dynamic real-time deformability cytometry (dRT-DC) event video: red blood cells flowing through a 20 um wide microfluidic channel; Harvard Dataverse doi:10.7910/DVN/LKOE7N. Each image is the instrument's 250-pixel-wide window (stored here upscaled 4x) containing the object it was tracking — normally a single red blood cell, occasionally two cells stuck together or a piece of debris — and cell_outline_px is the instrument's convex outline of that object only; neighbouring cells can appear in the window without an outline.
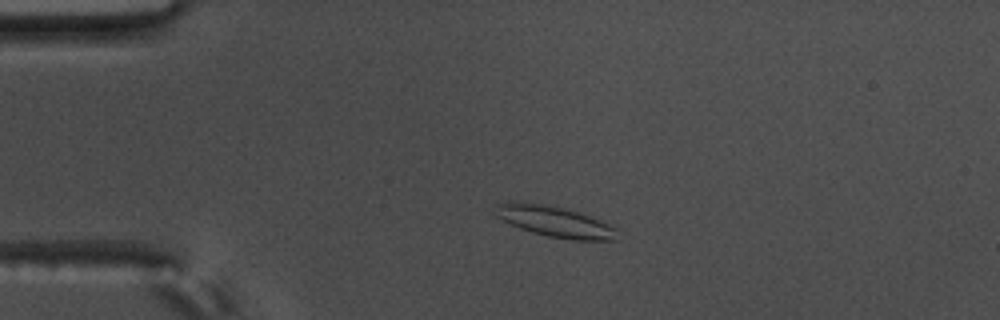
{"species": "common noctule bat (a hibernating species)", "species_latin": "Nyctalus noctula", "temperature_condition": "warm", "stored_images_in_passage": 46, "camera_frame_rate_fps": 3000, "um_per_image_px": 0.085, "animal": {"sex": "male", "body_mass_g": 17.5, "forearm_length_mm": 52.3}, "frame": {"image": 1, "passage_image": 1, "time_ms": 0.0, "image_size_px": [1000, 320], "cell_outline_px": [[620, 240], [572, 240], [548, 236], [532, 232], [520, 228], [496, 216], [492, 212], [496, 204], [504, 200], [512, 200], [540, 204], [564, 208], [600, 220], [616, 228]], "centroid_in_image_um": [47.11, 18.82], "position_along_channel_um": 37.9, "area_um2": 22.02}}
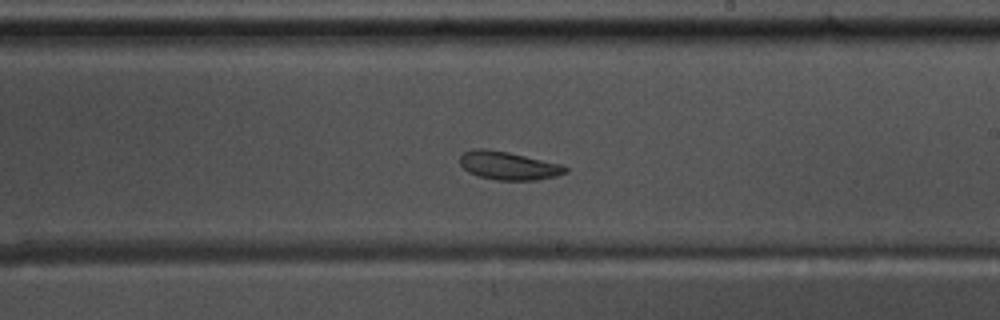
{"frame": {"image": 2, "passage_image": 22, "time_ms": 7.0, "image_size_px": [1000, 320], "cell_outline_px": [[568, 172], [556, 176], [536, 180], [496, 180], [480, 176], [468, 172], [460, 164], [460, 156], [464, 152], [472, 148], [488, 148], [508, 152], [560, 164], [568, 168]], "centroid_in_image_um": [43.19, 14.07], "position_along_channel_um": 245.8, "area_um2": 17.34}}
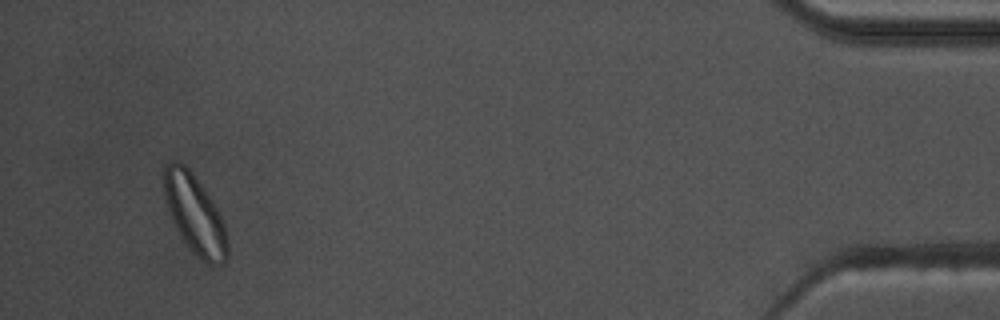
{"frame": {"image": 3, "passage_image": 43, "time_ms": 14.0, "image_size_px": [1000, 320], "cell_outline_px": [[228, 256], [224, 264], [208, 264], [196, 256], [184, 240], [176, 228], [172, 220], [164, 192], [164, 164], [176, 160], [180, 160], [192, 172], [212, 200], [220, 216], [228, 240]], "centroid_in_image_um": [16.56, 18.21], "position_along_channel_um": 418.6, "area_um2": 28.84}, "authors_computed_cell_mechanics": {"area_um2": 18.5249, "velocity_mm_per_s": 3.5163, "shape_relaxation_time_tau1_ms": null, "shape_relaxation_time_tau2_ms": 4.1877, "deformation_change_tau1": null, "deformation_change_tau2": 0.0903}}